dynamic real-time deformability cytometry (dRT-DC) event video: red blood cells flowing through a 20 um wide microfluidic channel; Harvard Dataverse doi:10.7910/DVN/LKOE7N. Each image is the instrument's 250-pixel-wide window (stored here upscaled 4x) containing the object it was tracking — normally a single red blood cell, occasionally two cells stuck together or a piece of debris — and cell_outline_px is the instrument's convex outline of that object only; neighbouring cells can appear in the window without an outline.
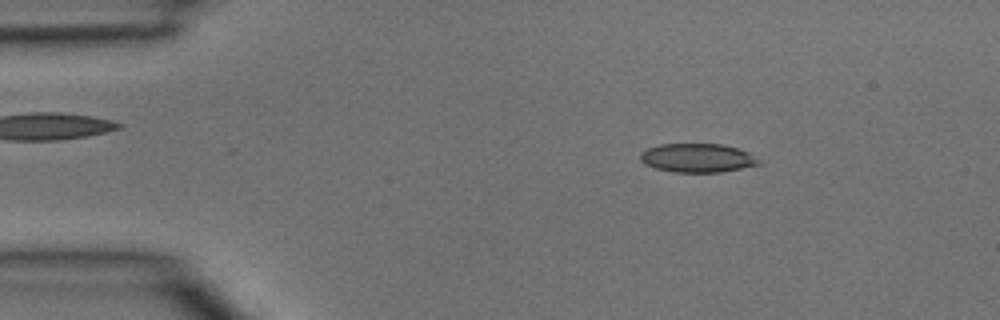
{"species": "common noctule bat (a hibernating species)", "species_latin": "Nyctalus noctula", "temperature_condition": "room temperature", "stored_images_in_passage": 38, "camera_frame_rate_fps": 3000, "um_per_image_px": 0.085, "animal": {"sex": "male", "body_mass_g": 15.6}, "frame": {"image": 1, "passage_image": 5, "time_ms": 1.333, "image_size_px": [1000, 320], "cell_outline_px": [[764, 164], [720, 172], [676, 172], [656, 168], [644, 164], [640, 160], [640, 152], [648, 148], [660, 144], [720, 144], [736, 148], [748, 152], [760, 160]], "centroid_in_image_um": [59.29, 13.43], "position_along_channel_um": 25.7, "area_um2": 19.88}}
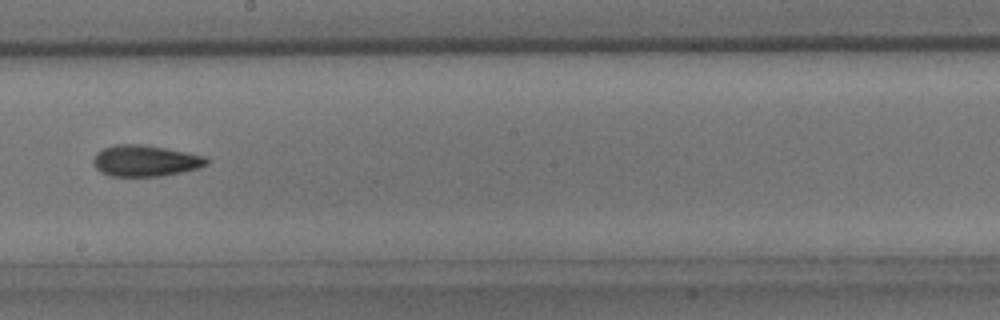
{"frame": {"image": 2, "passage_image": 21, "time_ms": 6.667, "image_size_px": [1000, 320], "cell_outline_px": [[208, 164], [200, 168], [160, 176], [108, 176], [100, 172], [92, 164], [92, 160], [96, 152], [104, 148], [116, 144], [140, 144], [164, 148], [204, 156], [208, 160]], "centroid_in_image_um": [12.3, 13.67], "position_along_channel_um": 235.9, "area_um2": 20.58}}
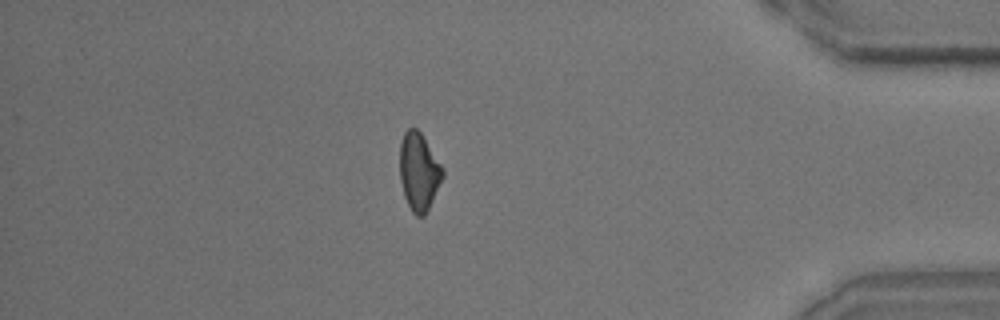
{"frame": {"image": 3, "passage_image": 33, "time_ms": 10.667, "image_size_px": [1000, 320], "cell_outline_px": [[444, 176], [424, 216], [416, 216], [412, 212], [404, 196], [400, 180], [400, 144], [404, 132], [408, 128], [416, 128], [420, 132], [444, 168]], "centroid_in_image_um": [35.6, 14.58], "position_along_channel_um": 399.6, "area_um2": 19.31}}